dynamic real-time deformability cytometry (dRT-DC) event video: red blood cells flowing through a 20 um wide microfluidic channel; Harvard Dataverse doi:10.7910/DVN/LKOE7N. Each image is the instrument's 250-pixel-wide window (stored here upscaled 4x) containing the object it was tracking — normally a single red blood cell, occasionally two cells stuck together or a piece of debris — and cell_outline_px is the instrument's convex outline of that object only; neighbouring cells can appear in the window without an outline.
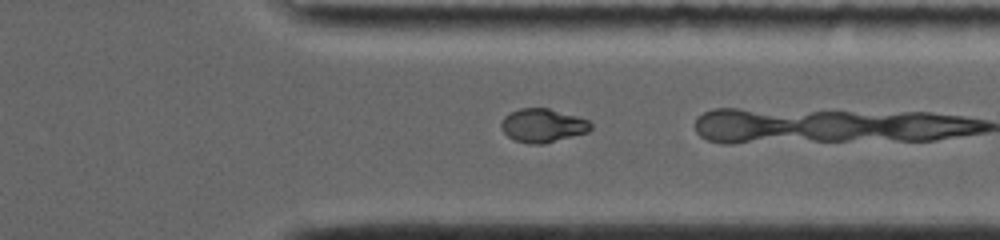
{"species": "common noctule bat (a hibernating species)", "species_latin": "Nyctalus noctula", "temperature_condition": "room temperature", "stored_images_in_passage": 20, "camera_frame_rate_fps": 4000, "um_per_image_px": 0.085, "animal": {"sex": "female", "body_mass_g": 19.0, "forearm_length_mm": 56.7}, "frame": {"image": 1, "passage_image": 15, "time_ms": 7.5, "image_size_px": [1000, 240], "cell_outline_px": [[592, 128], [588, 132], [544, 144], [528, 144], [516, 140], [508, 136], [500, 128], [500, 124], [504, 116], [520, 108], [548, 108], [576, 116], [588, 120], [592, 124]], "centroid_in_image_um": [46.13, 10.67], "position_along_channel_um": 365.3, "area_um2": 17.51}}